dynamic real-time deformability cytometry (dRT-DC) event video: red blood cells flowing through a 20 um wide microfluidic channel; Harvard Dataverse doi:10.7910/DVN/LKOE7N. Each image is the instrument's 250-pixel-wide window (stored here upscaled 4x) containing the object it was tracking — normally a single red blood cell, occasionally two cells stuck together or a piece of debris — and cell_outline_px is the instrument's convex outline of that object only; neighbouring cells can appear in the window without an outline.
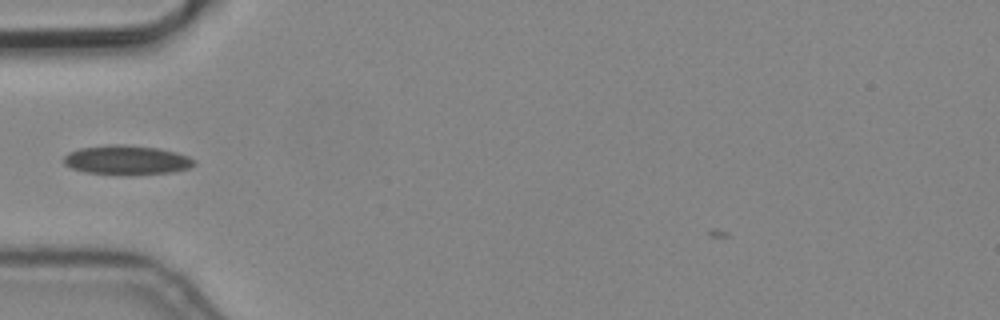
{"species": "common noctule bat (a hibernating species)", "species_latin": "Nyctalus noctula", "temperature_condition": "cold", "stored_images_in_passage": 2, "camera_frame_rate_fps": 3000, "um_per_image_px": 0.085, "animal": {"sex": "male", "body_mass_g": 19.2, "forearm_length_mm": 51.8}, "frame": {"image": 1, "passage_image": 2, "time_ms": 0.333, "image_size_px": [1000, 320], "cell_outline_px": [[196, 164], [188, 168], [172, 172], [132, 176], [120, 176], [84, 172], [72, 168], [64, 164], [64, 156], [68, 152], [80, 148], [108, 144], [124, 144], [160, 148], [176, 152], [188, 156], [196, 160]], "centroid_in_image_um": [10.77, 13.62], "position_along_channel_um": 74.2, "area_um2": 22.95}}